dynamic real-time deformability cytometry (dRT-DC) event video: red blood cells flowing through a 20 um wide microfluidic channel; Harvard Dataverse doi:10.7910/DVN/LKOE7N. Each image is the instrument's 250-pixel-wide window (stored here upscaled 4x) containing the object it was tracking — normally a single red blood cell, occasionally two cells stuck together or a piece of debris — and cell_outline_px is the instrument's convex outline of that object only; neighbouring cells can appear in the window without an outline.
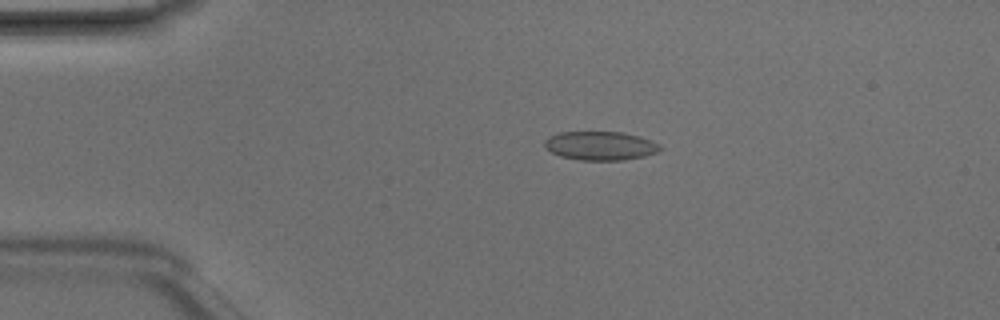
{"species": "Egyptian fruit bat (a non-hibernating species)", "species_latin": "Rousettus aegyptiacus", "temperature_condition": "room temperature", "stored_images_in_passage": 5, "camera_frame_rate_fps": 3000, "um_per_image_px": 0.085, "animal": {"sex": "male"}, "frame": {"image": 1, "passage_image": 3, "time_ms": 0.667, "image_size_px": [1000, 320], "cell_outline_px": [[664, 148], [656, 152], [644, 156], [624, 160], [580, 160], [560, 156], [544, 148], [544, 140], [548, 136], [560, 132], [620, 132], [640, 136], [660, 144]], "centroid_in_image_um": [51.02, 12.39], "position_along_channel_um": 34.0, "area_um2": 19.48}}